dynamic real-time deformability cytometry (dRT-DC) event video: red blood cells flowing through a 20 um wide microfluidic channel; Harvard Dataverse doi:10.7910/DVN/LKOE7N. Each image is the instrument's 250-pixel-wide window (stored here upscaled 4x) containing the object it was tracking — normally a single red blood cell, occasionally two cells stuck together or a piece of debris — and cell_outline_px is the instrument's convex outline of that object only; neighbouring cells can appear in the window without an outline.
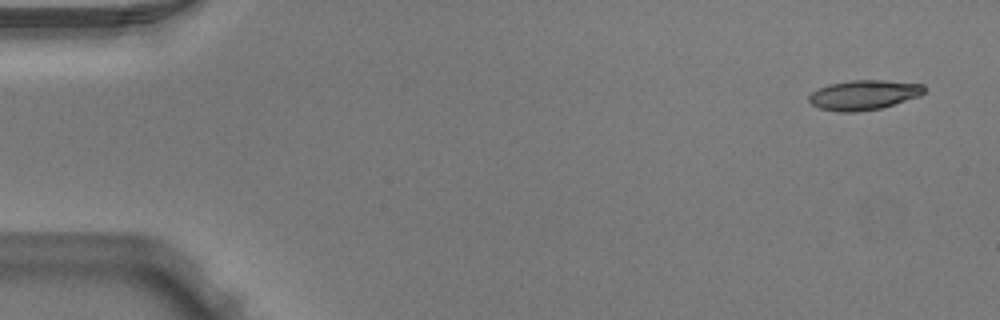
{"species": "Egyptian fruit bat (a non-hibernating species)", "species_latin": "Rousettus aegyptiacus", "temperature_condition": "warm", "stored_images_in_passage": 4, "camera_frame_rate_fps": 3000, "um_per_image_px": 0.085, "animal": {"sex": "male"}, "frame": {"image": 1, "passage_image": 1, "time_ms": 0.0, "image_size_px": [1000, 320], "cell_outline_px": [[924, 92], [920, 96], [880, 108], [856, 112], [840, 112], [820, 108], [812, 104], [808, 100], [808, 96], [812, 92], [828, 84], [848, 80], [884, 80], [924, 84]], "centroid_in_image_um": [73.41, 8.06], "position_along_channel_um": 11.6, "area_um2": 19.94}}
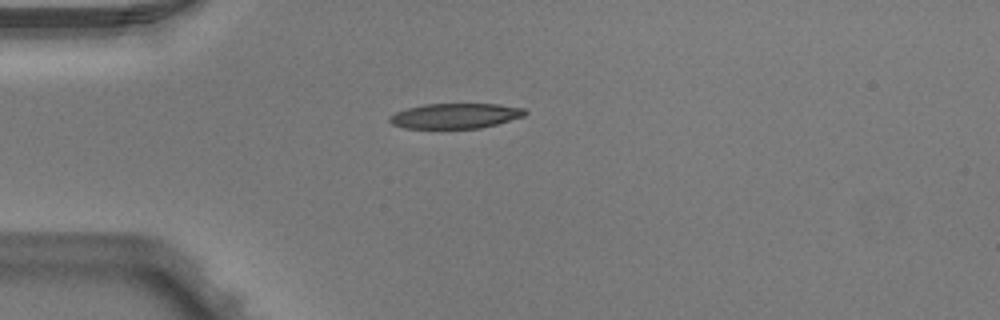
{"frame": {"image": 2, "passage_image": 4, "time_ms": 1.0, "image_size_px": [1000, 320], "cell_outline_px": [[528, 112], [524, 116], [496, 124], [480, 128], [404, 128], [392, 124], [388, 120], [388, 116], [396, 112], [408, 108], [424, 104], [496, 104], [524, 108]], "centroid_in_image_um": [38.68, 9.85], "position_along_channel_um": 46.3, "area_um2": 19.77}}